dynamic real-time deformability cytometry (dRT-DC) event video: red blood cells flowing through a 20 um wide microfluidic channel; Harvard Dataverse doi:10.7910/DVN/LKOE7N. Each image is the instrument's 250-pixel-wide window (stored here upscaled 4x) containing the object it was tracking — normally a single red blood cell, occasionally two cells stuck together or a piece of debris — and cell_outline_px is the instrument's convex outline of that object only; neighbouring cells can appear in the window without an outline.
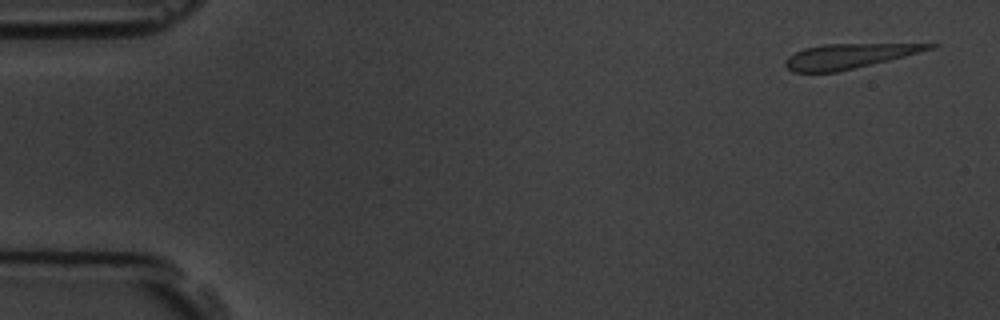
{"species": "common noctule bat (a hibernating species)", "species_latin": "Nyctalus noctula", "temperature_condition": "room temperature", "stored_images_in_passage": 6, "camera_frame_rate_fps": 3000, "um_per_image_px": 0.085, "animal": {"sex": "male", "body_mass_g": 19.5, "forearm_length_mm": 54.6}, "frame": {"image": 1, "passage_image": 1, "time_ms": 0.0, "image_size_px": [1000, 320], "cell_outline_px": [[940, 44], [936, 48], [888, 60], [836, 72], [792, 72], [784, 64], [784, 60], [788, 56], [804, 48], [824, 44]], "centroid_in_image_um": [72.11, 4.77], "position_along_channel_um": 12.9, "area_um2": 20.46}}
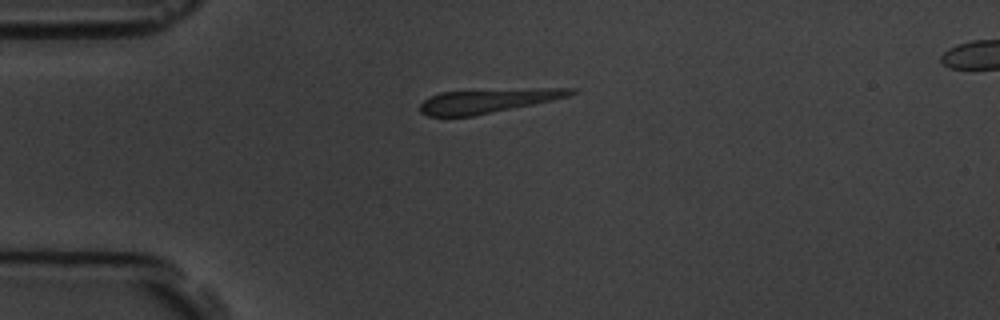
{"frame": {"image": 2, "passage_image": 4, "time_ms": 3.667, "image_size_px": [1000, 320], "cell_outline_px": [[576, 92], [568, 96], [552, 100], [472, 116], [428, 116], [420, 112], [420, 104], [424, 100], [440, 92], [532, 88], [576, 88]], "centroid_in_image_um": [41.46, 8.56], "position_along_channel_um": 43.5, "area_um2": 20.81}}
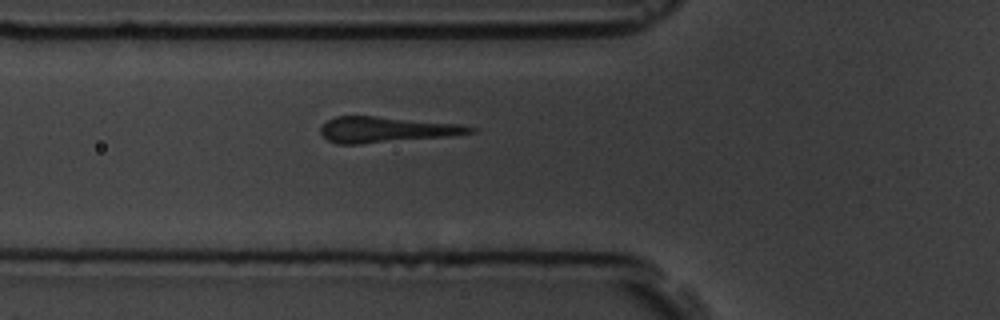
{"frame": {"image": 3, "passage_image": 6, "time_ms": 5.667, "image_size_px": [1000, 320], "cell_outline_px": [[476, 132], [452, 136], [360, 144], [336, 144], [328, 140], [320, 132], [320, 128], [328, 120], [336, 116], [376, 116], [460, 124], [476, 128]], "centroid_in_image_um": [32.85, 11.02], "position_along_channel_um": 92.9, "area_um2": 22.43}}